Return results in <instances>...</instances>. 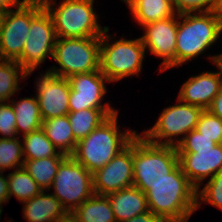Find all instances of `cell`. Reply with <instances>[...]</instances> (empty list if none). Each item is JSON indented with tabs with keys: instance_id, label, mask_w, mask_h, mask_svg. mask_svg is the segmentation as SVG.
I'll return each instance as SVG.
<instances>
[{
	"instance_id": "1",
	"label": "cell",
	"mask_w": 222,
	"mask_h": 222,
	"mask_svg": "<svg viewBox=\"0 0 222 222\" xmlns=\"http://www.w3.org/2000/svg\"><path fill=\"white\" fill-rule=\"evenodd\" d=\"M197 189L180 166L145 192L149 211L163 221L189 219L196 211Z\"/></svg>"
},
{
	"instance_id": "2",
	"label": "cell",
	"mask_w": 222,
	"mask_h": 222,
	"mask_svg": "<svg viewBox=\"0 0 222 222\" xmlns=\"http://www.w3.org/2000/svg\"><path fill=\"white\" fill-rule=\"evenodd\" d=\"M117 118L118 112L104 120L87 137L77 142L71 155L92 174L125 149L137 134L130 129L120 132Z\"/></svg>"
},
{
	"instance_id": "3",
	"label": "cell",
	"mask_w": 222,
	"mask_h": 222,
	"mask_svg": "<svg viewBox=\"0 0 222 222\" xmlns=\"http://www.w3.org/2000/svg\"><path fill=\"white\" fill-rule=\"evenodd\" d=\"M221 32L222 12L220 10L179 14L175 67L203 54L215 44Z\"/></svg>"
},
{
	"instance_id": "4",
	"label": "cell",
	"mask_w": 222,
	"mask_h": 222,
	"mask_svg": "<svg viewBox=\"0 0 222 222\" xmlns=\"http://www.w3.org/2000/svg\"><path fill=\"white\" fill-rule=\"evenodd\" d=\"M179 166L177 148L149 142L141 134L133 137V186L146 192Z\"/></svg>"
},
{
	"instance_id": "5",
	"label": "cell",
	"mask_w": 222,
	"mask_h": 222,
	"mask_svg": "<svg viewBox=\"0 0 222 222\" xmlns=\"http://www.w3.org/2000/svg\"><path fill=\"white\" fill-rule=\"evenodd\" d=\"M41 1L52 18L57 38L101 37L108 28L98 24L94 0H64L59 6L54 0Z\"/></svg>"
},
{
	"instance_id": "6",
	"label": "cell",
	"mask_w": 222,
	"mask_h": 222,
	"mask_svg": "<svg viewBox=\"0 0 222 222\" xmlns=\"http://www.w3.org/2000/svg\"><path fill=\"white\" fill-rule=\"evenodd\" d=\"M107 28L100 37V71L109 80L117 82L125 77L139 75L145 57V47L140 39H120L112 44Z\"/></svg>"
},
{
	"instance_id": "7",
	"label": "cell",
	"mask_w": 222,
	"mask_h": 222,
	"mask_svg": "<svg viewBox=\"0 0 222 222\" xmlns=\"http://www.w3.org/2000/svg\"><path fill=\"white\" fill-rule=\"evenodd\" d=\"M55 65L47 72L68 78L74 74L100 70V37L57 38L53 57Z\"/></svg>"
},
{
	"instance_id": "8",
	"label": "cell",
	"mask_w": 222,
	"mask_h": 222,
	"mask_svg": "<svg viewBox=\"0 0 222 222\" xmlns=\"http://www.w3.org/2000/svg\"><path fill=\"white\" fill-rule=\"evenodd\" d=\"M177 102L178 104L165 108L154 126L143 133L142 136L149 142L176 147L190 131L196 129L204 109L184 103L179 98ZM180 135L184 136L181 139L174 138Z\"/></svg>"
},
{
	"instance_id": "9",
	"label": "cell",
	"mask_w": 222,
	"mask_h": 222,
	"mask_svg": "<svg viewBox=\"0 0 222 222\" xmlns=\"http://www.w3.org/2000/svg\"><path fill=\"white\" fill-rule=\"evenodd\" d=\"M51 187L52 195L72 213L94 194L93 175L72 156H67L60 163Z\"/></svg>"
},
{
	"instance_id": "10",
	"label": "cell",
	"mask_w": 222,
	"mask_h": 222,
	"mask_svg": "<svg viewBox=\"0 0 222 222\" xmlns=\"http://www.w3.org/2000/svg\"><path fill=\"white\" fill-rule=\"evenodd\" d=\"M41 0H23L4 13L0 30V60L16 61L23 52L31 20L43 9Z\"/></svg>"
},
{
	"instance_id": "11",
	"label": "cell",
	"mask_w": 222,
	"mask_h": 222,
	"mask_svg": "<svg viewBox=\"0 0 222 222\" xmlns=\"http://www.w3.org/2000/svg\"><path fill=\"white\" fill-rule=\"evenodd\" d=\"M56 39L52 18L43 8L31 20L22 55L16 61L28 75L32 74L48 55L53 57Z\"/></svg>"
},
{
	"instance_id": "12",
	"label": "cell",
	"mask_w": 222,
	"mask_h": 222,
	"mask_svg": "<svg viewBox=\"0 0 222 222\" xmlns=\"http://www.w3.org/2000/svg\"><path fill=\"white\" fill-rule=\"evenodd\" d=\"M179 14L147 24L144 35L140 37L145 51L146 48L153 55L164 58L160 64L159 72L175 67V48L178 30ZM177 19V20H176Z\"/></svg>"
},
{
	"instance_id": "13",
	"label": "cell",
	"mask_w": 222,
	"mask_h": 222,
	"mask_svg": "<svg viewBox=\"0 0 222 222\" xmlns=\"http://www.w3.org/2000/svg\"><path fill=\"white\" fill-rule=\"evenodd\" d=\"M92 175L95 194L108 195L133 186V139L108 164Z\"/></svg>"
},
{
	"instance_id": "14",
	"label": "cell",
	"mask_w": 222,
	"mask_h": 222,
	"mask_svg": "<svg viewBox=\"0 0 222 222\" xmlns=\"http://www.w3.org/2000/svg\"><path fill=\"white\" fill-rule=\"evenodd\" d=\"M70 84L69 111L76 112L93 108H112L102 103L106 93L105 81L109 80L100 70L74 74L67 78Z\"/></svg>"
},
{
	"instance_id": "15",
	"label": "cell",
	"mask_w": 222,
	"mask_h": 222,
	"mask_svg": "<svg viewBox=\"0 0 222 222\" xmlns=\"http://www.w3.org/2000/svg\"><path fill=\"white\" fill-rule=\"evenodd\" d=\"M36 81V97L42 120L67 115L69 111L70 84L67 78L46 71Z\"/></svg>"
},
{
	"instance_id": "16",
	"label": "cell",
	"mask_w": 222,
	"mask_h": 222,
	"mask_svg": "<svg viewBox=\"0 0 222 222\" xmlns=\"http://www.w3.org/2000/svg\"><path fill=\"white\" fill-rule=\"evenodd\" d=\"M182 172L197 189L203 180H209L222 170V144H216L212 149L196 150V153H177Z\"/></svg>"
},
{
	"instance_id": "17",
	"label": "cell",
	"mask_w": 222,
	"mask_h": 222,
	"mask_svg": "<svg viewBox=\"0 0 222 222\" xmlns=\"http://www.w3.org/2000/svg\"><path fill=\"white\" fill-rule=\"evenodd\" d=\"M222 88V80L217 72H202L191 76L181 87L178 98L180 101L208 109L215 96Z\"/></svg>"
},
{
	"instance_id": "18",
	"label": "cell",
	"mask_w": 222,
	"mask_h": 222,
	"mask_svg": "<svg viewBox=\"0 0 222 222\" xmlns=\"http://www.w3.org/2000/svg\"><path fill=\"white\" fill-rule=\"evenodd\" d=\"M106 197L113 209L116 222H123L149 211L146 194L136 186L112 192Z\"/></svg>"
},
{
	"instance_id": "19",
	"label": "cell",
	"mask_w": 222,
	"mask_h": 222,
	"mask_svg": "<svg viewBox=\"0 0 222 222\" xmlns=\"http://www.w3.org/2000/svg\"><path fill=\"white\" fill-rule=\"evenodd\" d=\"M42 190L37 196L23 202V218L27 222H55L68 212L52 194Z\"/></svg>"
},
{
	"instance_id": "20",
	"label": "cell",
	"mask_w": 222,
	"mask_h": 222,
	"mask_svg": "<svg viewBox=\"0 0 222 222\" xmlns=\"http://www.w3.org/2000/svg\"><path fill=\"white\" fill-rule=\"evenodd\" d=\"M117 112L114 108H93L69 112L67 115L74 139L79 142L84 137H87L104 120Z\"/></svg>"
},
{
	"instance_id": "21",
	"label": "cell",
	"mask_w": 222,
	"mask_h": 222,
	"mask_svg": "<svg viewBox=\"0 0 222 222\" xmlns=\"http://www.w3.org/2000/svg\"><path fill=\"white\" fill-rule=\"evenodd\" d=\"M42 129L59 152L67 156L74 153L77 141L74 139L68 115L43 120Z\"/></svg>"
},
{
	"instance_id": "22",
	"label": "cell",
	"mask_w": 222,
	"mask_h": 222,
	"mask_svg": "<svg viewBox=\"0 0 222 222\" xmlns=\"http://www.w3.org/2000/svg\"><path fill=\"white\" fill-rule=\"evenodd\" d=\"M129 8L141 26L168 19L176 14L172 0H136Z\"/></svg>"
},
{
	"instance_id": "23",
	"label": "cell",
	"mask_w": 222,
	"mask_h": 222,
	"mask_svg": "<svg viewBox=\"0 0 222 222\" xmlns=\"http://www.w3.org/2000/svg\"><path fill=\"white\" fill-rule=\"evenodd\" d=\"M16 117L17 135L23 132V136L42 128V117L37 97L22 98L19 101L9 100Z\"/></svg>"
},
{
	"instance_id": "24",
	"label": "cell",
	"mask_w": 222,
	"mask_h": 222,
	"mask_svg": "<svg viewBox=\"0 0 222 222\" xmlns=\"http://www.w3.org/2000/svg\"><path fill=\"white\" fill-rule=\"evenodd\" d=\"M72 214L78 222H116L113 209L106 195L93 194Z\"/></svg>"
},
{
	"instance_id": "25",
	"label": "cell",
	"mask_w": 222,
	"mask_h": 222,
	"mask_svg": "<svg viewBox=\"0 0 222 222\" xmlns=\"http://www.w3.org/2000/svg\"><path fill=\"white\" fill-rule=\"evenodd\" d=\"M66 157L60 152L54 157L25 160L23 167L42 190L50 191L58 167Z\"/></svg>"
},
{
	"instance_id": "26",
	"label": "cell",
	"mask_w": 222,
	"mask_h": 222,
	"mask_svg": "<svg viewBox=\"0 0 222 222\" xmlns=\"http://www.w3.org/2000/svg\"><path fill=\"white\" fill-rule=\"evenodd\" d=\"M23 137V157L24 160L42 159L57 156L60 152L46 137L42 128L26 134Z\"/></svg>"
},
{
	"instance_id": "27",
	"label": "cell",
	"mask_w": 222,
	"mask_h": 222,
	"mask_svg": "<svg viewBox=\"0 0 222 222\" xmlns=\"http://www.w3.org/2000/svg\"><path fill=\"white\" fill-rule=\"evenodd\" d=\"M27 76L28 73L17 61L0 60V103L8 102L20 89L19 79L23 80Z\"/></svg>"
},
{
	"instance_id": "28",
	"label": "cell",
	"mask_w": 222,
	"mask_h": 222,
	"mask_svg": "<svg viewBox=\"0 0 222 222\" xmlns=\"http://www.w3.org/2000/svg\"><path fill=\"white\" fill-rule=\"evenodd\" d=\"M41 191L42 189L24 167L15 169L14 172L8 174L9 199L13 195L23 203L37 196Z\"/></svg>"
},
{
	"instance_id": "29",
	"label": "cell",
	"mask_w": 222,
	"mask_h": 222,
	"mask_svg": "<svg viewBox=\"0 0 222 222\" xmlns=\"http://www.w3.org/2000/svg\"><path fill=\"white\" fill-rule=\"evenodd\" d=\"M20 136L14 139L0 138V172L6 169H19L24 165Z\"/></svg>"
},
{
	"instance_id": "30",
	"label": "cell",
	"mask_w": 222,
	"mask_h": 222,
	"mask_svg": "<svg viewBox=\"0 0 222 222\" xmlns=\"http://www.w3.org/2000/svg\"><path fill=\"white\" fill-rule=\"evenodd\" d=\"M197 207L202 205L199 200L211 204L222 210V170L208 180L204 188L196 191Z\"/></svg>"
},
{
	"instance_id": "31",
	"label": "cell",
	"mask_w": 222,
	"mask_h": 222,
	"mask_svg": "<svg viewBox=\"0 0 222 222\" xmlns=\"http://www.w3.org/2000/svg\"><path fill=\"white\" fill-rule=\"evenodd\" d=\"M196 130L216 144H222V120L209 110H204L200 115Z\"/></svg>"
},
{
	"instance_id": "32",
	"label": "cell",
	"mask_w": 222,
	"mask_h": 222,
	"mask_svg": "<svg viewBox=\"0 0 222 222\" xmlns=\"http://www.w3.org/2000/svg\"><path fill=\"white\" fill-rule=\"evenodd\" d=\"M216 143L193 129L176 146L177 153H196V150L212 149Z\"/></svg>"
},
{
	"instance_id": "33",
	"label": "cell",
	"mask_w": 222,
	"mask_h": 222,
	"mask_svg": "<svg viewBox=\"0 0 222 222\" xmlns=\"http://www.w3.org/2000/svg\"><path fill=\"white\" fill-rule=\"evenodd\" d=\"M177 14L219 10V0H172Z\"/></svg>"
},
{
	"instance_id": "34",
	"label": "cell",
	"mask_w": 222,
	"mask_h": 222,
	"mask_svg": "<svg viewBox=\"0 0 222 222\" xmlns=\"http://www.w3.org/2000/svg\"><path fill=\"white\" fill-rule=\"evenodd\" d=\"M0 138H16V117L11 103H0Z\"/></svg>"
},
{
	"instance_id": "35",
	"label": "cell",
	"mask_w": 222,
	"mask_h": 222,
	"mask_svg": "<svg viewBox=\"0 0 222 222\" xmlns=\"http://www.w3.org/2000/svg\"><path fill=\"white\" fill-rule=\"evenodd\" d=\"M2 173L4 172H0V217L2 215V209H3L2 204L9 200L8 175L7 177H5Z\"/></svg>"
},
{
	"instance_id": "36",
	"label": "cell",
	"mask_w": 222,
	"mask_h": 222,
	"mask_svg": "<svg viewBox=\"0 0 222 222\" xmlns=\"http://www.w3.org/2000/svg\"><path fill=\"white\" fill-rule=\"evenodd\" d=\"M123 222H163V220L159 216L154 215L151 211H148Z\"/></svg>"
},
{
	"instance_id": "37",
	"label": "cell",
	"mask_w": 222,
	"mask_h": 222,
	"mask_svg": "<svg viewBox=\"0 0 222 222\" xmlns=\"http://www.w3.org/2000/svg\"><path fill=\"white\" fill-rule=\"evenodd\" d=\"M207 110H209L212 114L216 115L219 119L222 120V88L215 96L211 106Z\"/></svg>"
},
{
	"instance_id": "38",
	"label": "cell",
	"mask_w": 222,
	"mask_h": 222,
	"mask_svg": "<svg viewBox=\"0 0 222 222\" xmlns=\"http://www.w3.org/2000/svg\"><path fill=\"white\" fill-rule=\"evenodd\" d=\"M22 1L20 0H0V11L7 12L10 7H17Z\"/></svg>"
},
{
	"instance_id": "39",
	"label": "cell",
	"mask_w": 222,
	"mask_h": 222,
	"mask_svg": "<svg viewBox=\"0 0 222 222\" xmlns=\"http://www.w3.org/2000/svg\"><path fill=\"white\" fill-rule=\"evenodd\" d=\"M210 56L211 55L208 56V59H210L216 65L218 70H220L219 74H220L221 80H222V53L215 55V56H211V57Z\"/></svg>"
},
{
	"instance_id": "40",
	"label": "cell",
	"mask_w": 222,
	"mask_h": 222,
	"mask_svg": "<svg viewBox=\"0 0 222 222\" xmlns=\"http://www.w3.org/2000/svg\"><path fill=\"white\" fill-rule=\"evenodd\" d=\"M55 222H78V220L72 213L68 212L65 216L57 219Z\"/></svg>"
},
{
	"instance_id": "41",
	"label": "cell",
	"mask_w": 222,
	"mask_h": 222,
	"mask_svg": "<svg viewBox=\"0 0 222 222\" xmlns=\"http://www.w3.org/2000/svg\"><path fill=\"white\" fill-rule=\"evenodd\" d=\"M125 2L129 7L136 1V0H121Z\"/></svg>"
},
{
	"instance_id": "42",
	"label": "cell",
	"mask_w": 222,
	"mask_h": 222,
	"mask_svg": "<svg viewBox=\"0 0 222 222\" xmlns=\"http://www.w3.org/2000/svg\"><path fill=\"white\" fill-rule=\"evenodd\" d=\"M4 13H5V12H1V11H0V30H1V27H2V22H3V18H4Z\"/></svg>"
},
{
	"instance_id": "43",
	"label": "cell",
	"mask_w": 222,
	"mask_h": 222,
	"mask_svg": "<svg viewBox=\"0 0 222 222\" xmlns=\"http://www.w3.org/2000/svg\"><path fill=\"white\" fill-rule=\"evenodd\" d=\"M189 219L184 220H169V221H163V222H187Z\"/></svg>"
},
{
	"instance_id": "44",
	"label": "cell",
	"mask_w": 222,
	"mask_h": 222,
	"mask_svg": "<svg viewBox=\"0 0 222 222\" xmlns=\"http://www.w3.org/2000/svg\"><path fill=\"white\" fill-rule=\"evenodd\" d=\"M219 10L222 12V0H219Z\"/></svg>"
}]
</instances>
